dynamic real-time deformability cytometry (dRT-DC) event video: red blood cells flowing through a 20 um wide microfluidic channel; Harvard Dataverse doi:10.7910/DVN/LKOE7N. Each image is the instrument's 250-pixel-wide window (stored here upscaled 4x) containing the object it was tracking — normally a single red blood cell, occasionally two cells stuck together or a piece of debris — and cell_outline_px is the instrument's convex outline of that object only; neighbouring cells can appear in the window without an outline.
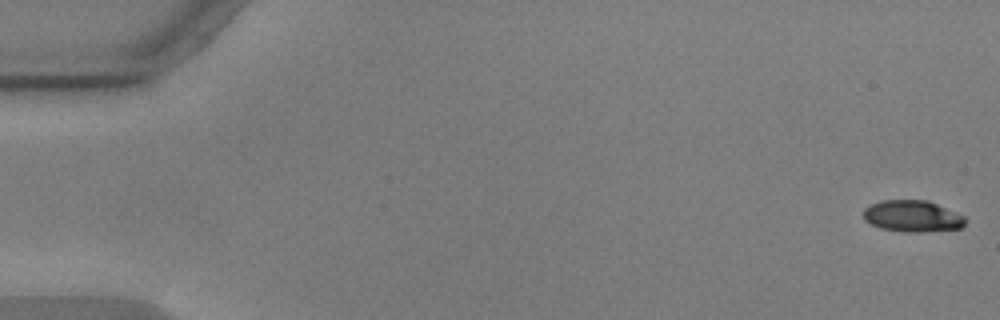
{"species": "common noctule bat (a hibernating species)", "species_latin": "Nyctalus noctula", "temperature_condition": "warm", "stored_images_in_passage": 46, "camera_frame_rate_fps": 3000, "um_per_image_px": 0.085, "animal": {"sex": "male", "body_mass_g": 17.9, "forearm_length_mm": 54.2}, "frame": {"image": 1, "passage_image": 1, "time_ms": 0.0, "image_size_px": [1000, 320], "cell_outline_px": [[968, 220], [960, 228], [920, 232], [904, 232], [880, 228], [864, 220], [864, 208], [880, 200], [928, 200], [956, 212], [964, 216]], "centroid_in_image_um": [77.56, 18.37], "position_along_channel_um": 7.4, "area_um2": 18.73}}
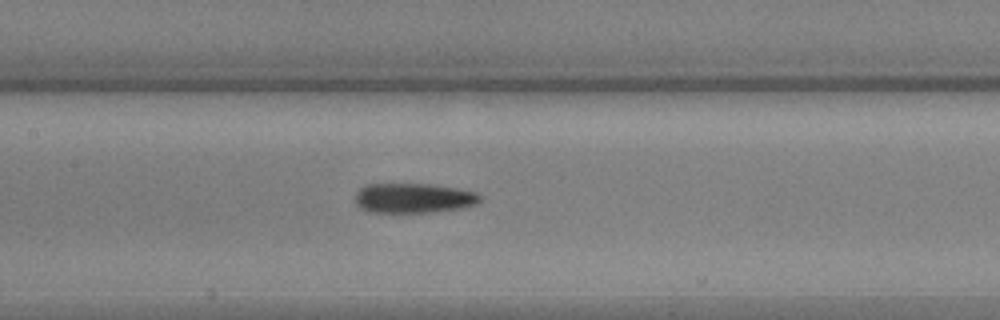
{"frame": {"image": 2, "passage_image": 27, "time_ms": 8.667, "image_size_px": [1000, 320], "cell_outline_px": [[480, 200], [476, 204], [460, 208], [432, 212], [368, 212], [360, 208], [356, 204], [356, 192], [360, 188], [368, 184], [428, 184], [456, 188], [476, 192], [480, 196]], "centroid_in_image_um": [35.12, 16.84], "position_along_channel_um": 172.3, "area_um2": 21.56}}
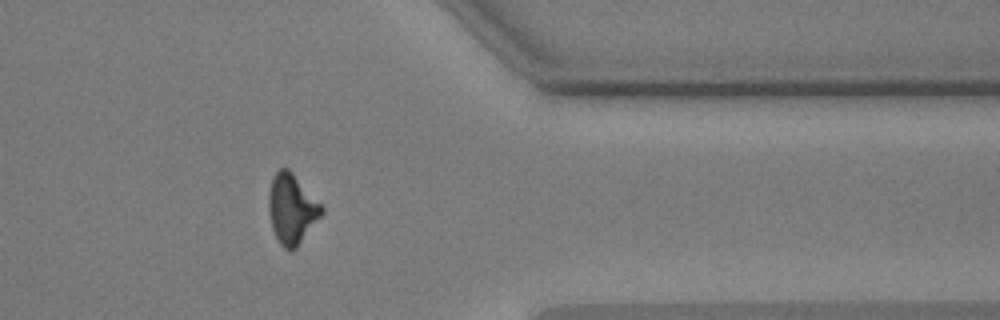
{"frame": {"image": 3, "passage_image": 46, "time_ms": 15.0, "image_size_px": [1000, 320], "cell_outline_px": [[324, 212], [296, 248], [292, 252], [288, 252], [280, 244], [272, 228], [268, 212], [268, 192], [272, 176], [280, 168], [288, 168], [292, 172], [324, 208]], "centroid_in_image_um": [24.77, 17.77], "position_along_channel_um": 386.6, "area_um2": 21.56}, "authors_computed_cell_mechanics": {"area_um2": 21.2704, "velocity_mm_per_s": 3.6109, "shape_relaxation_time_tau1_ms": 4.4757, "shape_relaxation_time_tau2_ms": 4.6412, "deformation_change_tau1": 0.1783, "deformation_change_tau2": 0.1436}}